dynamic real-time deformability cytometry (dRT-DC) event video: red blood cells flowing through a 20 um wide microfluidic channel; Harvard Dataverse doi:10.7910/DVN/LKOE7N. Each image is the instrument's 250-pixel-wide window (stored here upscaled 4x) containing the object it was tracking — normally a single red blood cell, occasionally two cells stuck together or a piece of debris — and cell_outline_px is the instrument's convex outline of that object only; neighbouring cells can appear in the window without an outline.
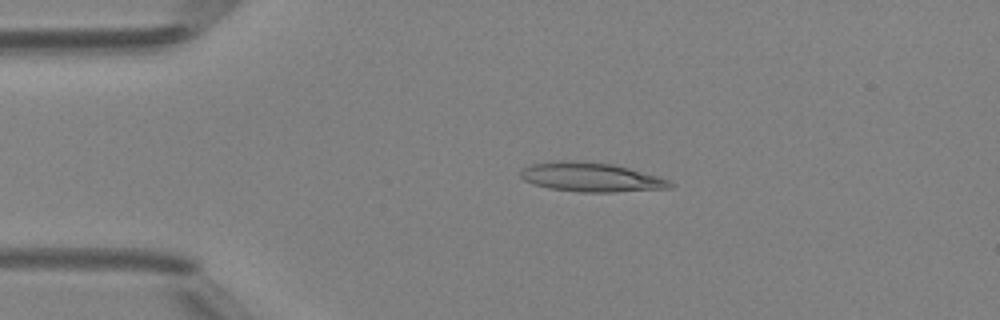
{"species": "Egyptian fruit bat (a non-hibernating species)", "species_latin": "Rousettus aegyptiacus", "temperature_condition": "room temperature", "stored_images_in_passage": 49, "camera_frame_rate_fps": 3000, "um_per_image_px": 0.085, "animal": {"sex": "female"}, "frame": {"image": 1, "passage_image": 11, "time_ms": 3.333, "image_size_px": [1000, 320], "cell_outline_px": [[676, 184], [672, 188], [616, 192], [580, 192], [548, 188], [532, 184], [524, 180], [520, 176], [520, 172], [524, 168], [532, 164], [560, 160], [584, 160], [612, 164], [628, 168], [656, 176], [668, 180]], "centroid_in_image_um": [50.23, 15.06], "position_along_channel_um": 34.8, "area_um2": 25.55}}
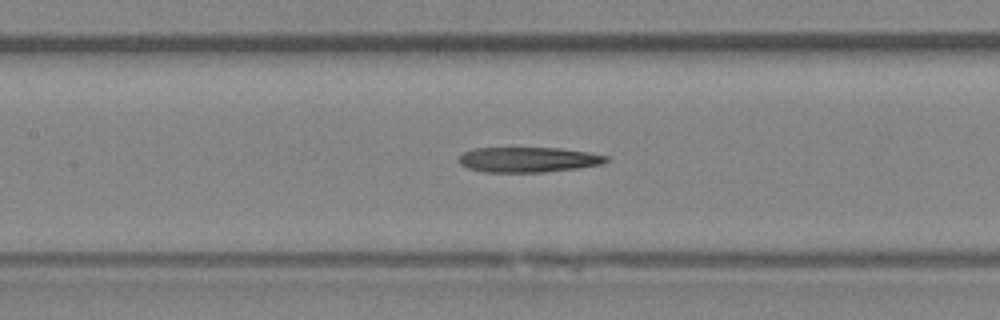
{"frame": {"image": 2, "passage_image": 23, "time_ms": 7.333, "image_size_px": [1000, 320], "cell_outline_px": [[612, 160], [600, 164], [576, 168], [544, 172], [484, 172], [468, 168], [460, 164], [456, 160], [464, 152], [472, 148], [560, 148], [588, 152], [608, 156]], "centroid_in_image_um": [44.89, 13.56], "position_along_channel_um": 162.5, "area_um2": 21.68}}
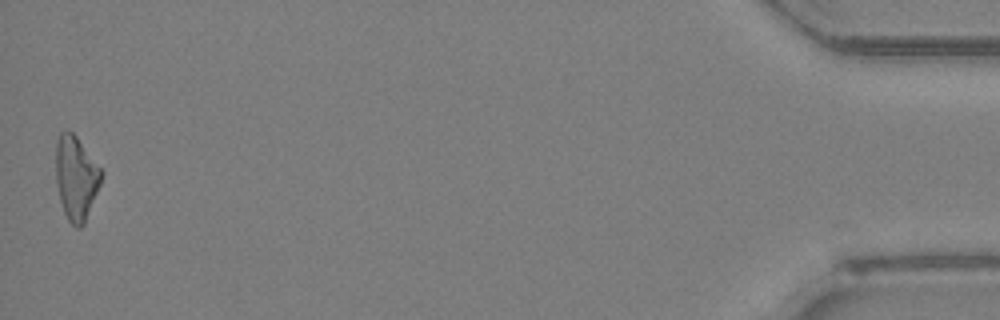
{"frame": {"image": 3, "passage_image": 49, "time_ms": 16.0, "image_size_px": [1000, 320], "cell_outline_px": [[104, 172], [100, 184], [84, 224], [80, 228], [76, 228], [68, 220], [64, 212], [60, 200], [56, 180], [56, 140], [60, 132], [68, 128], [76, 136]], "centroid_in_image_um": [6.46, 15.09], "position_along_channel_um": 428.7, "area_um2": 22.25}}